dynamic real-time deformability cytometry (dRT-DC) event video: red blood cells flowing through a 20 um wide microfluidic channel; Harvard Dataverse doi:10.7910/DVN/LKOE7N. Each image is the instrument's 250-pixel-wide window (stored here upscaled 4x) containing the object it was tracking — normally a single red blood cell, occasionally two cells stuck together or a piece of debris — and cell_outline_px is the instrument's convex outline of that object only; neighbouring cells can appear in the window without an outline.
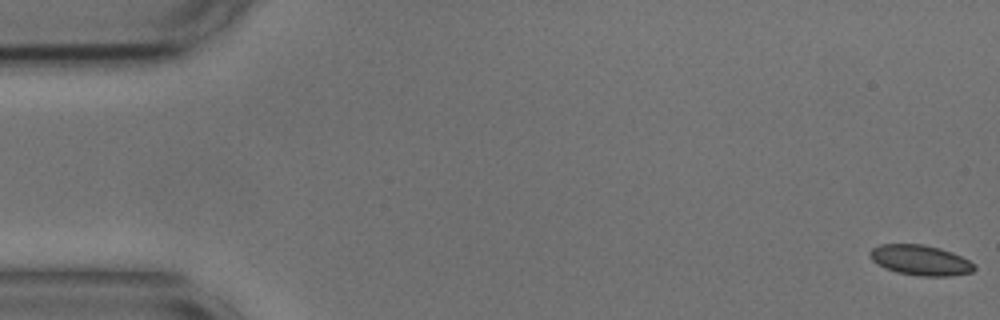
{"species": "common noctule bat (a hibernating species)", "species_latin": "Nyctalus noctula", "temperature_condition": "cold", "stored_images_in_passage": 52, "camera_frame_rate_fps": 3000, "um_per_image_px": 0.085, "animal": {"sex": "male", "body_mass_g": 17.9, "forearm_length_mm": 54.2}, "frame": {"image": 1, "passage_image": 1, "time_ms": 0.0, "image_size_px": [1000, 320], "cell_outline_px": [[976, 268], [972, 272], [948, 276], [920, 276], [896, 272], [884, 268], [872, 260], [868, 256], [868, 252], [872, 248], [880, 244], [924, 244], [940, 248], [952, 252], [976, 264]], "centroid_in_image_um": [78.21, 22.11], "position_along_channel_um": 6.8, "area_um2": 18.55}}
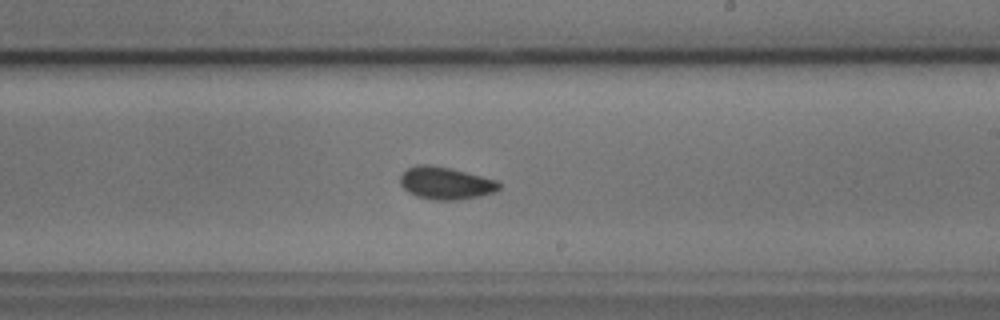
{"frame": {"image": 2, "passage_image": 32, "time_ms": 10.333, "image_size_px": [1000, 320], "cell_outline_px": [[500, 188], [496, 192], [480, 196], [460, 200], [432, 200], [416, 196], [408, 192], [400, 184], [400, 176], [408, 168], [416, 164], [428, 164], [452, 168], [496, 180], [500, 184]], "centroid_in_image_um": [37.88, 15.57], "position_along_channel_um": 251.1, "area_um2": 18.84}}
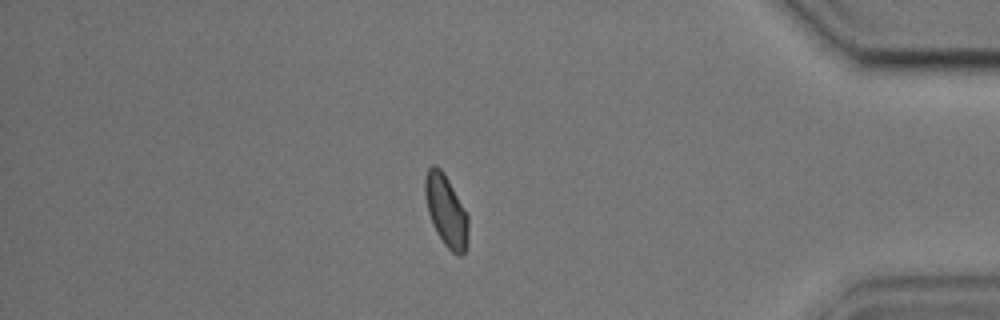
{"frame": {"image": 3, "passage_image": 47, "time_ms": 15.333, "image_size_px": [1000, 320], "cell_outline_px": [[468, 248], [460, 256], [456, 256], [444, 244], [436, 232], [432, 224], [428, 212], [424, 196], [424, 176], [428, 168], [432, 164], [440, 168], [448, 180], [468, 216]], "centroid_in_image_um": [37.9, 17.95], "position_along_channel_um": 397.3, "area_um2": 18.15}, "authors_computed_cell_mechanics": {"area_um2": 18.4382, "velocity_mm_per_s": 3.6343, "shape_relaxation_time_tau1_ms": 3.9779, "shape_relaxation_time_tau2_ms": 1.5859, "deformation_change_tau1": 0.0907, "deformation_change_tau2": 0.0437}}